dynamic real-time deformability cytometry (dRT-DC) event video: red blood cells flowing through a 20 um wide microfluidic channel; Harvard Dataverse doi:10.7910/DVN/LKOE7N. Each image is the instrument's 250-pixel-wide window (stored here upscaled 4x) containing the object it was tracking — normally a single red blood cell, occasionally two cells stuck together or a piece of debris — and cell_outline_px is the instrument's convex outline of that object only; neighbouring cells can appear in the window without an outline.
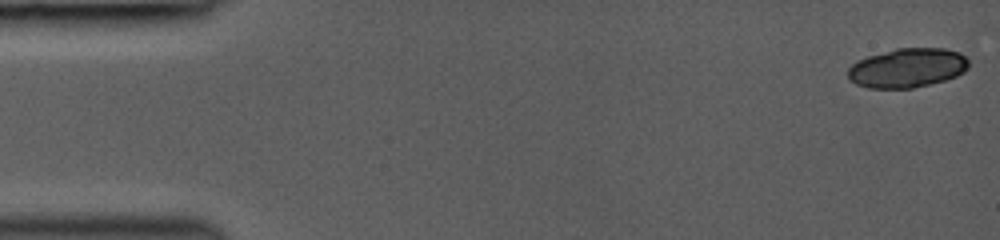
{"species": "common noctule bat (a hibernating species)", "species_latin": "Nyctalus noctula", "temperature_condition": "room temperature", "stored_images_in_passage": 45, "segment_of_instrument_passage": [1, 2], "camera_frame_rate_fps": 3000, "um_per_image_px": 0.085, "animal": {"sex": "female", "body_mass_g": 19.0, "forearm_length_mm": 53.3}, "frame": {"image": 1, "passage_image": 1, "time_ms": 0.0, "image_size_px": [1000, 240], "cell_outline_px": [[968, 68], [964, 72], [956, 76], [944, 80], [912, 88], [868, 88], [856, 84], [848, 80], [848, 68], [856, 60], [868, 56], [896, 48], [944, 48], [960, 52], [968, 60]], "centroid_in_image_um": [77.1, 5.77], "position_along_channel_um": 7.9, "area_um2": 27.74}}
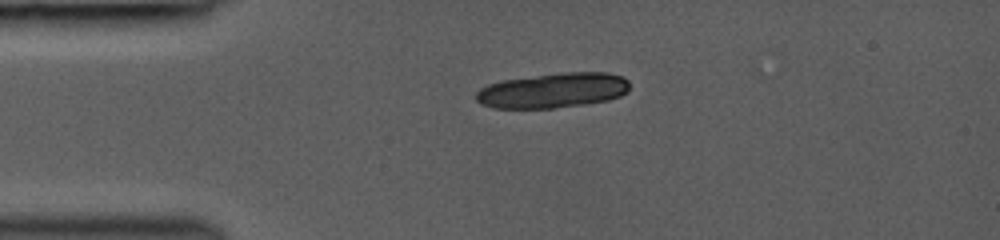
{"frame": {"image": 2, "passage_image": 11, "time_ms": 3.333, "image_size_px": [1000, 240], "cell_outline_px": [[628, 92], [620, 96], [608, 100], [584, 104], [552, 108], [492, 108], [480, 104], [476, 100], [476, 92], [480, 88], [488, 84], [504, 80], [564, 72], [608, 72], [624, 76], [628, 80]], "centroid_in_image_um": [47.01, 7.68], "position_along_channel_um": 38.0, "area_um2": 31.39}}